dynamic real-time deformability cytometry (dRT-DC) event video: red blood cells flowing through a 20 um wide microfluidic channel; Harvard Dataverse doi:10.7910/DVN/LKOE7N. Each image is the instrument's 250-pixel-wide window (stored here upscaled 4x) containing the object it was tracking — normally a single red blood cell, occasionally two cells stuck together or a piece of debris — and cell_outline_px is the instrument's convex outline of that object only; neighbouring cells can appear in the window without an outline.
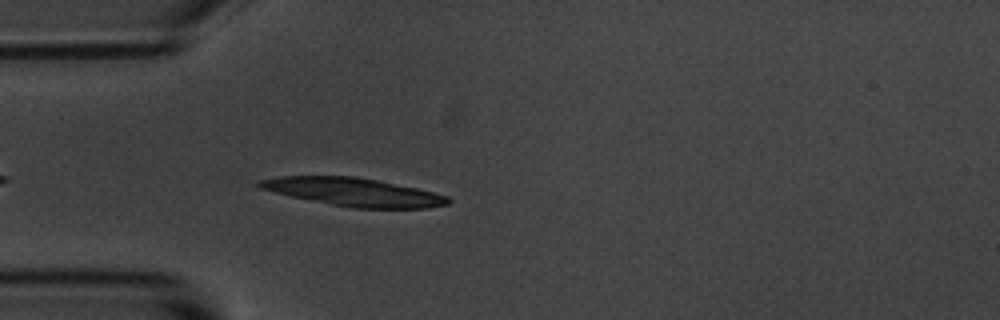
{"species": "common noctule bat (a hibernating species)", "species_latin": "Nyctalus noctula", "temperature_condition": "room temperature", "stored_images_in_passage": 43, "camera_frame_rate_fps": 3000, "um_per_image_px": 0.085, "animal": {"sex": "male", "body_mass_g": 20.1, "forearm_length_mm": 53.5}, "frame": {"image": 1, "passage_image": 4, "time_ms": 1.0, "image_size_px": [1000, 320], "cell_outline_px": [[452, 200], [448, 204], [428, 208], [352, 208], [292, 196], [260, 188], [252, 184], [256, 180], [280, 176], [356, 176], [416, 188], [448, 196]], "centroid_in_image_um": [30.03, 16.31], "position_along_channel_um": 55.0, "area_um2": 30.75}}
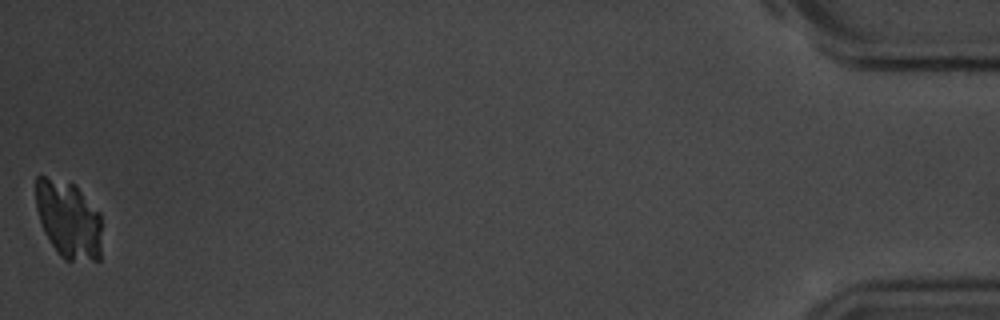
{"frame": {"image": 2, "passage_image": 43, "time_ms": 14.0, "image_size_px": [1000, 320], "cell_outline_px": [[100, 260], [64, 260], [56, 252], [44, 232], [40, 224], [36, 208], [36, 176], [44, 176], [76, 184], [100, 212]], "centroid_in_image_um": [5.81, 18.64], "position_along_channel_um": 429.4, "area_um2": 30.11}}